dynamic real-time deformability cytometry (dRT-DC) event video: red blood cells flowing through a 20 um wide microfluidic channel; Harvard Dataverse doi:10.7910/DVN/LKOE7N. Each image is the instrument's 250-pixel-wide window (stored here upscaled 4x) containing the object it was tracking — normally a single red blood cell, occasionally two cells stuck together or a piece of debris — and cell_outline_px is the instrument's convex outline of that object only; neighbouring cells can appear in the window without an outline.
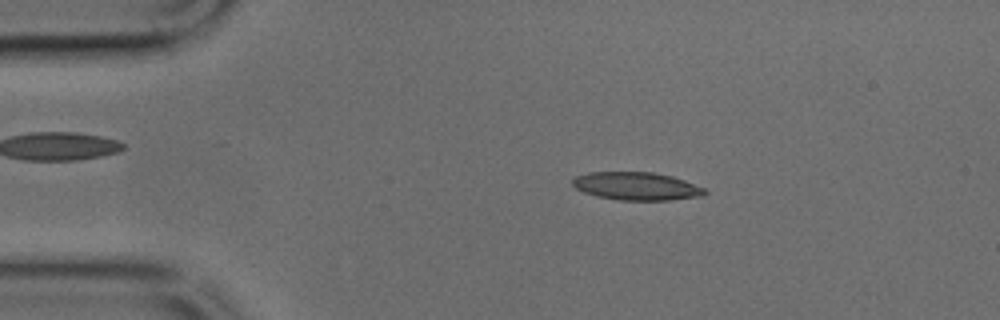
{"species": "common noctule bat (a hibernating species)", "species_latin": "Nyctalus noctula", "temperature_condition": "cold", "stored_images_in_passage": 43, "camera_frame_rate_fps": 3000, "um_per_image_px": 0.085, "animal": {"sex": "male", "body_mass_g": 17.9, "forearm_length_mm": 54.2}, "frame": {"image": 1, "passage_image": 4, "time_ms": 1.0, "image_size_px": [1000, 320], "cell_outline_px": [[708, 192], [704, 196], [668, 200], [620, 200], [596, 196], [584, 192], [576, 188], [572, 184], [572, 180], [576, 176], [588, 172], [652, 172], [672, 176], [684, 180], [704, 188]], "centroid_in_image_um": [54.11, 15.82], "position_along_channel_um": 30.9, "area_um2": 21.56}}
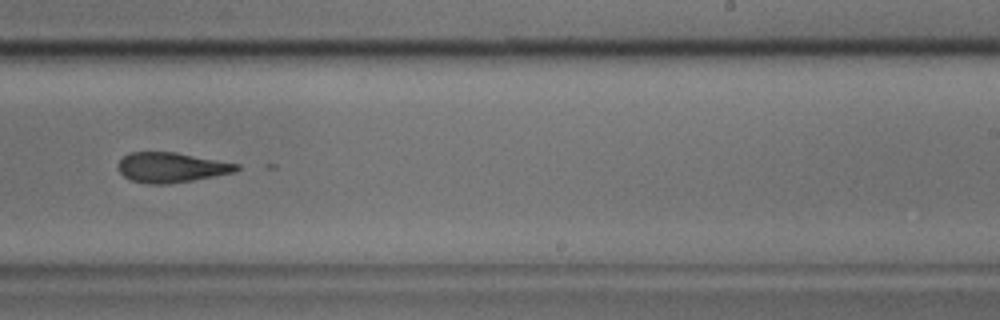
{"frame": {"image": 2, "passage_image": 25, "time_ms": 8.0, "image_size_px": [1000, 320], "cell_outline_px": [[240, 168], [236, 172], [192, 180], [168, 184], [148, 184], [132, 180], [124, 176], [120, 172], [116, 164], [128, 152], [176, 152], [240, 164]], "centroid_in_image_um": [14.56, 14.22], "position_along_channel_um": 274.4, "area_um2": 20.75}}
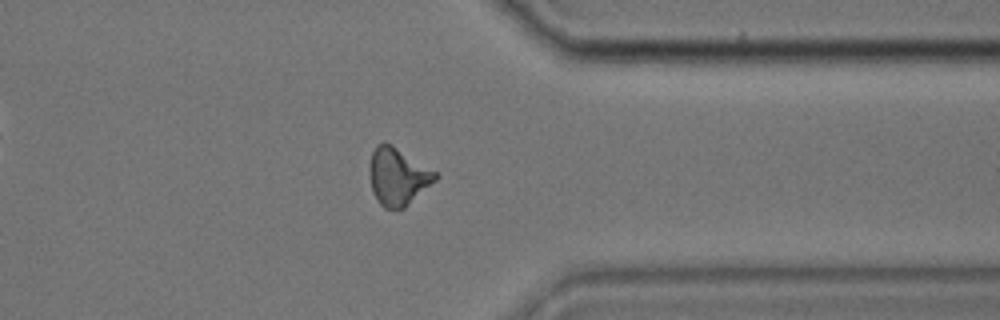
{"frame": {"image": 3, "passage_image": 33, "time_ms": 10.667, "image_size_px": [1000, 320], "cell_outline_px": [[440, 176], [436, 180], [404, 208], [384, 208], [380, 204], [372, 192], [368, 176], [368, 168], [372, 152], [376, 144], [384, 140], [392, 144], [440, 172]], "centroid_in_image_um": [33.82, 14.95], "position_along_channel_um": 377.6, "area_um2": 22.66}}